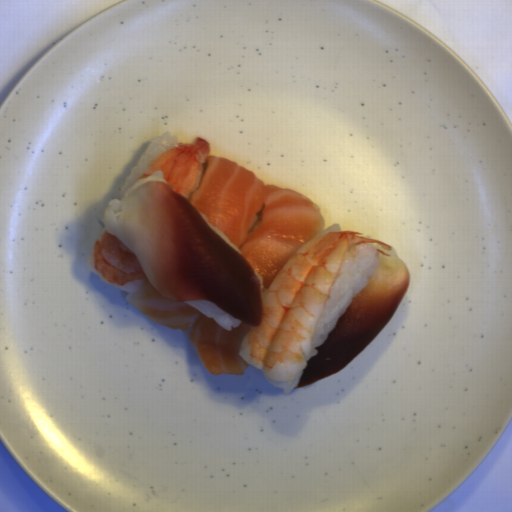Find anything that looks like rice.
<instances>
[{
	"label": "rice",
	"mask_w": 512,
	"mask_h": 512,
	"mask_svg": "<svg viewBox=\"0 0 512 512\" xmlns=\"http://www.w3.org/2000/svg\"><path fill=\"white\" fill-rule=\"evenodd\" d=\"M379 261V250L373 243L357 244L348 250L314 330L307 360L318 355L316 348L322 345L355 295L369 282Z\"/></svg>",
	"instance_id": "rice-1"
},
{
	"label": "rice",
	"mask_w": 512,
	"mask_h": 512,
	"mask_svg": "<svg viewBox=\"0 0 512 512\" xmlns=\"http://www.w3.org/2000/svg\"><path fill=\"white\" fill-rule=\"evenodd\" d=\"M179 144L178 136H171L170 132L155 136L146 149L141 153L135 165L119 188L121 195H129L133 190L145 182H166L161 170L154 172L148 178L140 179L145 170L161 155Z\"/></svg>",
	"instance_id": "rice-2"
},
{
	"label": "rice",
	"mask_w": 512,
	"mask_h": 512,
	"mask_svg": "<svg viewBox=\"0 0 512 512\" xmlns=\"http://www.w3.org/2000/svg\"><path fill=\"white\" fill-rule=\"evenodd\" d=\"M185 303L193 306L227 331H231L232 328L238 327L241 323V320L236 319L218 305L208 300H188L185 301Z\"/></svg>",
	"instance_id": "rice-3"
},
{
	"label": "rice",
	"mask_w": 512,
	"mask_h": 512,
	"mask_svg": "<svg viewBox=\"0 0 512 512\" xmlns=\"http://www.w3.org/2000/svg\"><path fill=\"white\" fill-rule=\"evenodd\" d=\"M304 373V369L301 370L294 378L293 381H277V380H273L271 379L270 377H268L267 375H264L265 379L267 382H269L270 384H272L273 386H277V387H280L283 389L284 393L285 394H288L293 388H296V386L298 385L302 375Z\"/></svg>",
	"instance_id": "rice-4"
},
{
	"label": "rice",
	"mask_w": 512,
	"mask_h": 512,
	"mask_svg": "<svg viewBox=\"0 0 512 512\" xmlns=\"http://www.w3.org/2000/svg\"><path fill=\"white\" fill-rule=\"evenodd\" d=\"M202 219L214 230V232L222 239L224 240L231 248H233L236 252H239V249L236 247V245L218 228L214 227L208 220L206 214L199 212Z\"/></svg>",
	"instance_id": "rice-5"
},
{
	"label": "rice",
	"mask_w": 512,
	"mask_h": 512,
	"mask_svg": "<svg viewBox=\"0 0 512 512\" xmlns=\"http://www.w3.org/2000/svg\"><path fill=\"white\" fill-rule=\"evenodd\" d=\"M204 162H203V164H202V166H201V168H200V170L198 172L196 183H195L193 189L188 193L187 199H190L192 192L196 191L199 188L200 184H201V180H202V177H203Z\"/></svg>",
	"instance_id": "rice-6"
},
{
	"label": "rice",
	"mask_w": 512,
	"mask_h": 512,
	"mask_svg": "<svg viewBox=\"0 0 512 512\" xmlns=\"http://www.w3.org/2000/svg\"><path fill=\"white\" fill-rule=\"evenodd\" d=\"M332 231H341V227H340L339 223L330 225L329 227L324 229L322 232H320L317 236H315L314 239L316 237H318L319 235H321V234L329 233V232H332Z\"/></svg>",
	"instance_id": "rice-7"
}]
</instances>
